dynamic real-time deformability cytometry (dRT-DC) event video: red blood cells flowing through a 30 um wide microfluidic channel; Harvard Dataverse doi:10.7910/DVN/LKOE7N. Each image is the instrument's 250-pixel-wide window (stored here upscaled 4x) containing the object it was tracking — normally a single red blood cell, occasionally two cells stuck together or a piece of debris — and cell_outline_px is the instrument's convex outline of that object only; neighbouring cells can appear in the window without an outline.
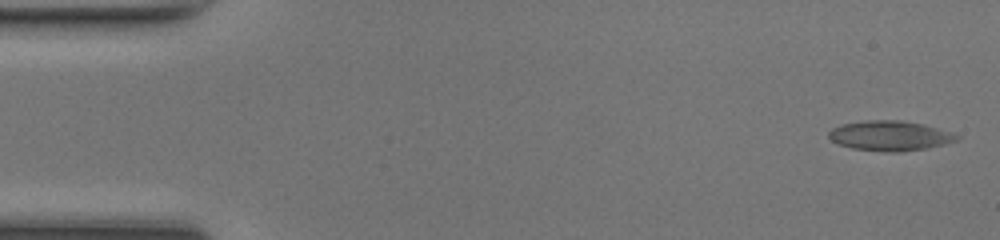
{"species": "common noctule bat (a hibernating species)", "species_latin": "Nyctalus noctula", "temperature_condition": "room temperature", "stored_images_in_passage": 13, "camera_frame_rate_fps": 3000, "um_per_image_px": 0.085, "animal": {"sex": "female", "body_mass_g": 17.0, "forearm_length_mm": 48.0}, "frame": {"image": 1, "passage_image": 1, "time_ms": 0.0, "image_size_px": [1000, 240], "cell_outline_px": [[960, 140], [944, 144], [924, 148], [900, 152], [884, 152], [852, 148], [840, 144], [832, 140], [828, 136], [828, 132], [832, 128], [840, 124], [864, 120], [900, 120], [924, 124], [960, 136]], "centroid_in_image_um": [75.61, 11.53], "position_along_channel_um": 9.4, "area_um2": 22.25}}
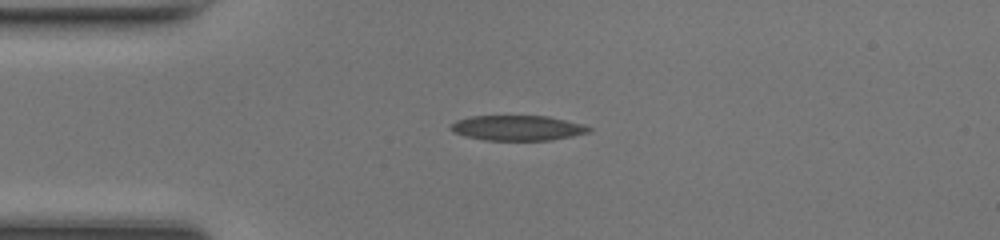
{"frame": {"image": 2, "passage_image": 11, "time_ms": 3.333, "image_size_px": [1000, 240], "cell_outline_px": [[592, 128], [588, 132], [572, 136], [552, 140], [484, 140], [464, 136], [452, 132], [448, 128], [456, 120], [472, 116], [548, 116], [584, 124]], "centroid_in_image_um": [43.96, 10.87], "position_along_channel_um": 41.0, "area_um2": 20.29}}